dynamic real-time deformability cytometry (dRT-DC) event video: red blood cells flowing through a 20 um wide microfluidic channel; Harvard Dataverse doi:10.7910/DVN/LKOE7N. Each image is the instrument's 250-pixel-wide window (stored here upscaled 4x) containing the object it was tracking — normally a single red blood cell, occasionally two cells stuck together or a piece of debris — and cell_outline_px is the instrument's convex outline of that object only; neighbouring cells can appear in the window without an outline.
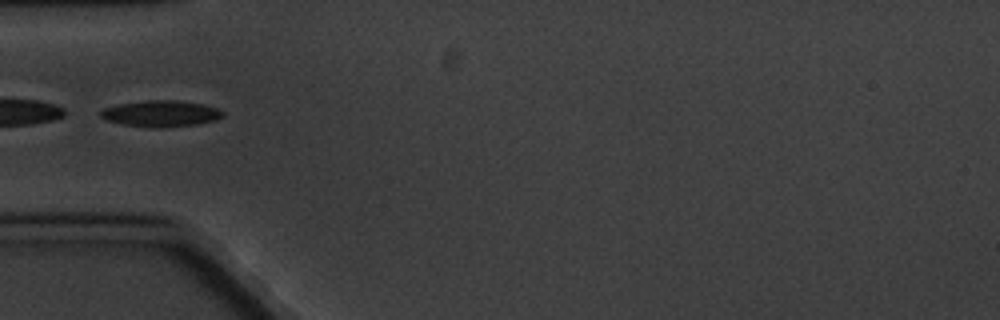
{"species": "common noctule bat (a hibernating species)", "species_latin": "Nyctalus noctula", "temperature_condition": "cold", "stored_images_in_passage": 7, "camera_frame_rate_fps": 3000, "um_per_image_px": 0.085, "animal": {"sex": "male", "body_mass_g": 20.1, "forearm_length_mm": 53.5}, "frame": {"image": 1, "passage_image": 4, "time_ms": 3.667, "image_size_px": [1000, 320], "cell_outline_px": [[224, 116], [216, 120], [196, 124], [160, 128], [152, 128], [124, 124], [104, 120], [100, 116], [100, 112], [104, 108], [120, 104], [148, 100], [176, 100], [200, 104], [220, 108], [224, 112]], "centroid_in_image_um": [13.69, 9.66], "position_along_channel_um": 71.3, "area_um2": 18.67}}